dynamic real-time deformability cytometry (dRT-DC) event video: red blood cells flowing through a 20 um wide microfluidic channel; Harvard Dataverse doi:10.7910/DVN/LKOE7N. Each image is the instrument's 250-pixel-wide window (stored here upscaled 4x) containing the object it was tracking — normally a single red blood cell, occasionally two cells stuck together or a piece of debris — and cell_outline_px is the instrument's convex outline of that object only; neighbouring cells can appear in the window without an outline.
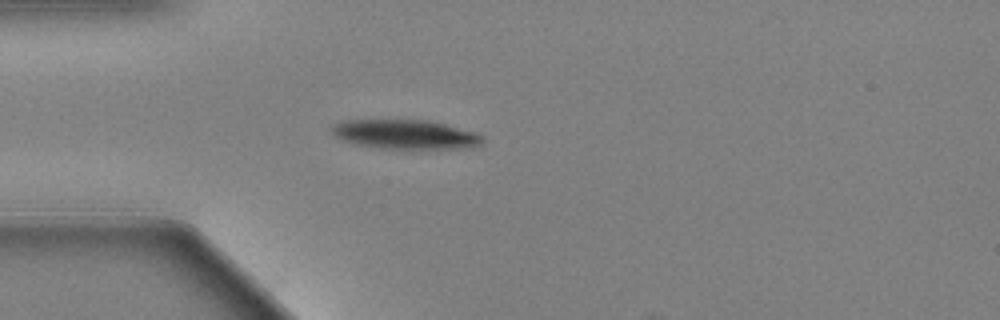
{"species": "Egyptian fruit bat (a non-hibernating species)", "species_latin": "Rousettus aegyptiacus", "temperature_condition": "warm", "stored_images_in_passage": 45, "camera_frame_rate_fps": 3000, "um_per_image_px": 0.085, "animal": {"sex": "female"}, "frame": {"image": 1, "passage_image": 1, "time_ms": 0.0, "image_size_px": [1000, 320], "cell_outline_px": [[484, 140], [480, 144], [472, 148], [380, 148], [352, 144], [336, 136], [328, 128], [332, 124], [344, 120], [428, 120], [476, 132], [484, 136]], "centroid_in_image_um": [34.43, 11.42], "position_along_channel_um": 50.6, "area_um2": 25.78}}
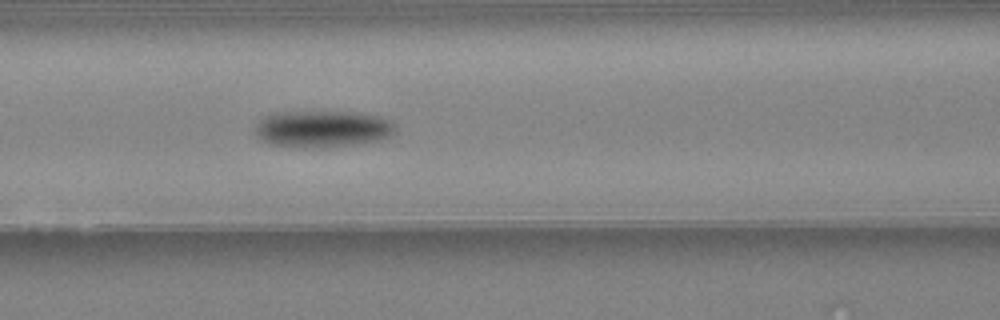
{"frame": {"image": 2, "passage_image": 10, "time_ms": 3.0, "image_size_px": [1000, 320], "cell_outline_px": [[396, 128], [388, 136], [380, 140], [352, 144], [312, 148], [268, 144], [260, 140], [256, 136], [256, 124], [264, 116], [276, 112], [352, 112], [380, 116], [392, 120]], "centroid_in_image_um": [27.38, 10.95], "position_along_channel_um": 139.2, "area_um2": 29.94}}
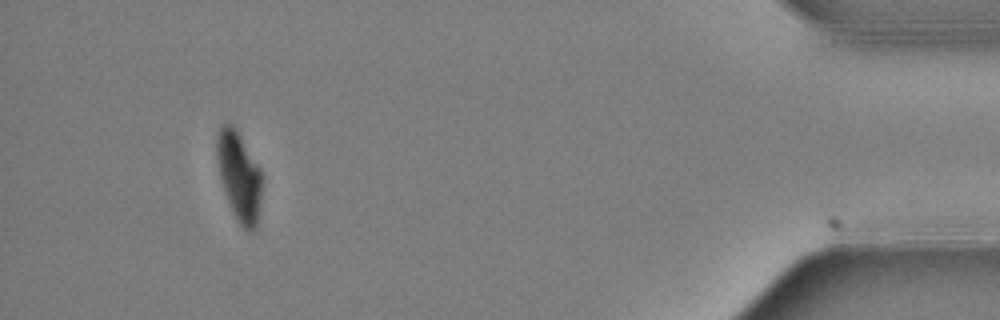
{"frame": {"image": 3, "passage_image": 41, "time_ms": 13.333, "image_size_px": [1000, 320], "cell_outline_px": [[260, 200], [256, 232], [248, 232], [240, 224], [224, 192], [220, 180], [216, 160], [216, 136], [220, 128], [224, 124], [232, 124], [236, 128], [260, 168]], "centroid_in_image_um": [20.3, 14.97], "position_along_channel_um": 414.9, "area_um2": 23.24}, "authors_computed_cell_mechanics": {"area_um2": 28.4954, "velocity_mm_per_s": 3.3141, "shape_relaxation_time_tau1_ms": 2.7937, "shape_relaxation_time_tau2_ms": 5.7792, "deformation_change_tau1": 0.1743, "deformation_change_tau2": 0.0559}}